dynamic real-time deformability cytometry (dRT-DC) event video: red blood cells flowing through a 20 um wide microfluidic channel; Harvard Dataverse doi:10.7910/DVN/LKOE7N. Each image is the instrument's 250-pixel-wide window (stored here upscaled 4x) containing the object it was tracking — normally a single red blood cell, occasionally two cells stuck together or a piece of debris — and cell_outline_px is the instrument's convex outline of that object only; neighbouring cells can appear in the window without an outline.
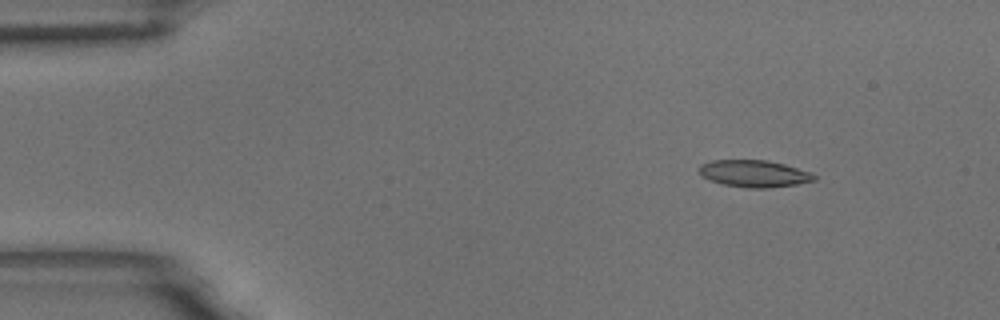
{"species": "common noctule bat (a hibernating species)", "species_latin": "Nyctalus noctula", "temperature_condition": "room temperature", "stored_images_in_passage": 5, "camera_frame_rate_fps": 3000, "um_per_image_px": 0.085, "animal": {"sex": "male", "body_mass_g": 18.8}, "frame": {"image": 1, "passage_image": 2, "time_ms": 0.333, "image_size_px": [1000, 320], "cell_outline_px": [[816, 180], [796, 184], [768, 188], [748, 188], [724, 184], [700, 176], [700, 164], [712, 160], [768, 160], [784, 164], [812, 172], [816, 176]], "centroid_in_image_um": [64.12, 14.75], "position_along_channel_um": 20.9, "area_um2": 18.03}}
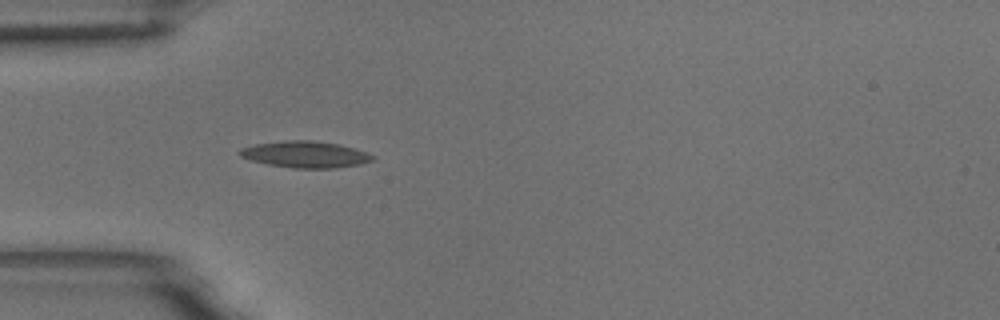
{"frame": {"image": 2, "passage_image": 5, "time_ms": 1.333, "image_size_px": [1000, 320], "cell_outline_px": [[376, 160], [360, 164], [332, 168], [292, 168], [268, 164], [252, 160], [240, 156], [236, 152], [240, 148], [256, 144], [284, 140], [312, 140], [336, 144], [352, 148], [376, 156]], "centroid_in_image_um": [25.93, 13.12], "position_along_channel_um": 59.1, "area_um2": 20.4}}